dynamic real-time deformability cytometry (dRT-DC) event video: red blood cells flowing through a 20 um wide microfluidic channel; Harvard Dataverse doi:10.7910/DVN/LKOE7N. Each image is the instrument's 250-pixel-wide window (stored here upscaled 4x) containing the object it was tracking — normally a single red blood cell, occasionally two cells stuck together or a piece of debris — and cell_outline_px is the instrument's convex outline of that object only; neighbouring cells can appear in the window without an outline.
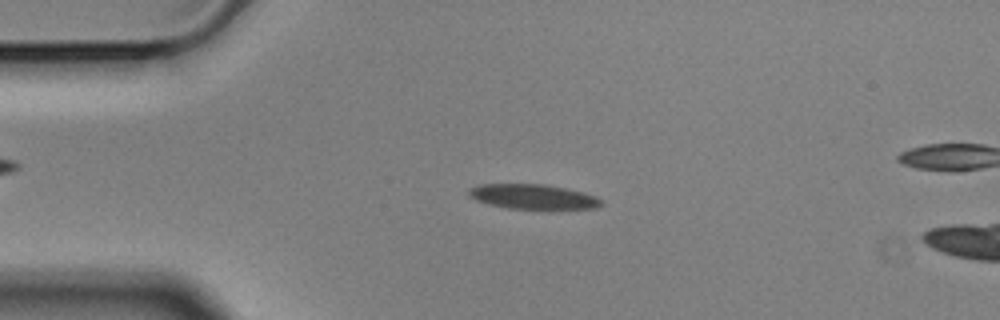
{"species": "Egyptian fruit bat (a non-hibernating species)", "species_latin": "Rousettus aegyptiacus", "temperature_condition": "cold", "stored_images_in_passage": 57, "segment_of_instrument_passage": [1, 2], "camera_frame_rate_fps": 3000, "um_per_image_px": 0.085, "animal": {"sex": "male"}, "frame": {"image": 1, "passage_image": 12, "time_ms": 3.667, "image_size_px": [1000, 320], "cell_outline_px": [[604, 204], [596, 208], [508, 208], [476, 200], [468, 196], [468, 192], [472, 188], [480, 184], [544, 184], [564, 188], [596, 196], [604, 200]], "centroid_in_image_um": [45.33, 16.71], "position_along_channel_um": 39.7, "area_um2": 18.73}}
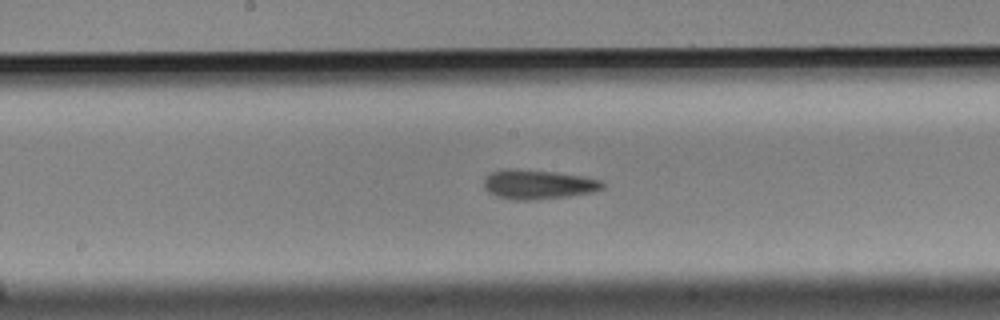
{"frame": {"image": 2, "passage_image": 28, "time_ms": 9.0, "image_size_px": [1000, 320], "cell_outline_px": [[604, 188], [592, 192], [568, 196], [536, 200], [512, 200], [496, 196], [488, 192], [484, 188], [484, 180], [492, 172], [504, 168], [508, 168], [552, 172], [580, 176], [600, 180], [604, 184]], "centroid_in_image_um": [45.7, 15.69], "position_along_channel_um": 202.5, "area_um2": 20.17}}
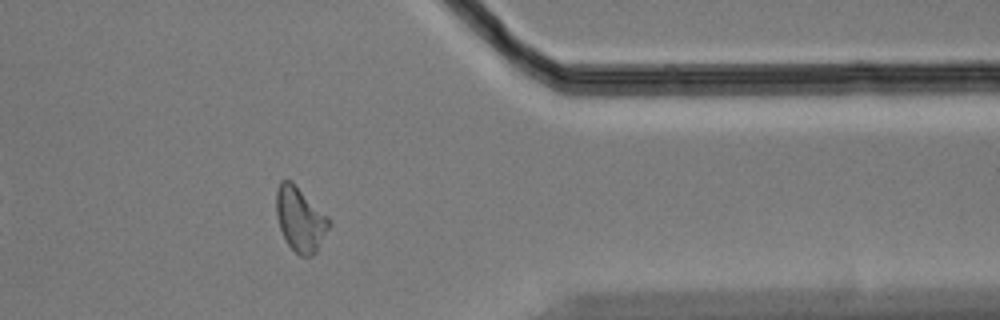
{"frame": {"image": 3, "passage_image": 45, "time_ms": 14.667, "image_size_px": [1000, 320], "cell_outline_px": [[332, 224], [316, 252], [312, 256], [300, 256], [288, 244], [280, 228], [276, 216], [276, 192], [280, 180], [292, 180], [332, 220]], "centroid_in_image_um": [25.54, 18.61], "position_along_channel_um": 385.9, "area_um2": 20.0}}